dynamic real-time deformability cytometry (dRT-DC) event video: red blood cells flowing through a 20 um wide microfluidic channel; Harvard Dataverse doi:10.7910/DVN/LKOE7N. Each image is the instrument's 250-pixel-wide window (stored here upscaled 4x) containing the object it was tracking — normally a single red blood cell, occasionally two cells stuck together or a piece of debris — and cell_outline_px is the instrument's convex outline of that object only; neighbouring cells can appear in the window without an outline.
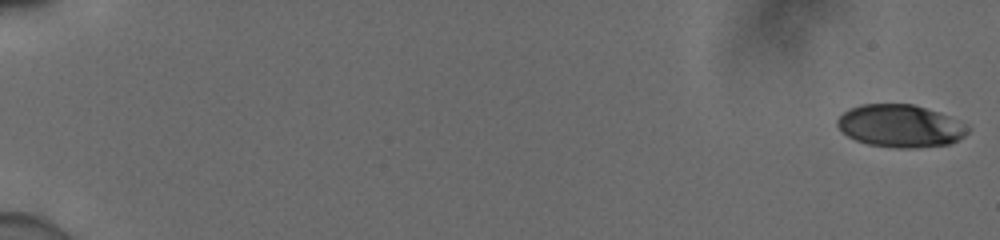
{"species": "human", "species_latin": "Homo sapiens", "temperature_condition": "cold", "stored_images_in_passage": 55, "camera_frame_rate_fps": 3000, "um_per_image_px": 0.085, "donor": {"sex": "male"}, "frame": {"image": 1, "passage_image": 1, "time_ms": 0.0, "image_size_px": [1000, 240], "cell_outline_px": [[968, 132], [964, 136], [948, 144], [916, 148], [896, 148], [868, 144], [856, 140], [848, 136], [836, 124], [836, 120], [848, 108], [860, 104], [912, 104], [936, 112], [968, 128]], "centroid_in_image_um": [76.43, 10.71], "position_along_channel_um": 8.6, "area_um2": 31.67}}
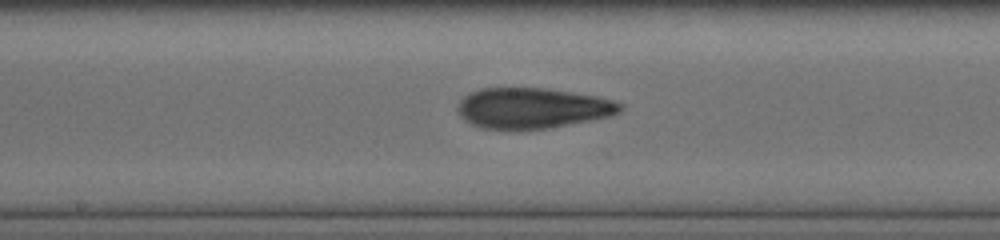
{"frame": {"image": 2, "passage_image": 32, "time_ms": 10.333, "image_size_px": [1000, 240], "cell_outline_px": [[624, 108], [620, 112], [612, 116], [592, 120], [548, 128], [480, 128], [464, 120], [460, 116], [456, 108], [460, 100], [468, 92], [480, 88], [544, 88], [596, 96], [612, 100], [624, 104]], "centroid_in_image_um": [45.25, 9.17], "position_along_channel_um": 202.9, "area_um2": 38.32}}
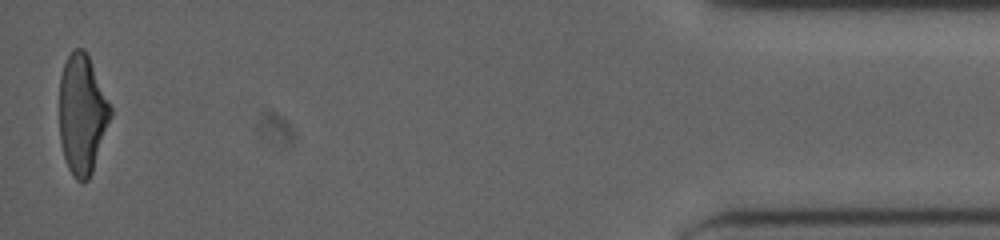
{"frame": {"image": 3, "passage_image": 55, "time_ms": 18.0, "image_size_px": [1000, 240], "cell_outline_px": [[112, 116], [92, 172], [88, 180], [76, 180], [72, 176], [68, 168], [64, 156], [60, 140], [60, 76], [64, 64], [72, 48], [84, 48], [88, 56], [112, 108]], "centroid_in_image_um": [6.98, 9.71], "position_along_channel_um": 428.2, "area_um2": 35.43}, "authors_computed_cell_mechanics": {"area_um2": 36.4718, "velocity_mm_per_s": 3.9172, "shape_relaxation_time_tau1_ms": 7.5378, "shape_relaxation_time_tau2_ms": 2.2634, "deformation_change_tau1": 0.2305, "deformation_change_tau2": 0.1065}}